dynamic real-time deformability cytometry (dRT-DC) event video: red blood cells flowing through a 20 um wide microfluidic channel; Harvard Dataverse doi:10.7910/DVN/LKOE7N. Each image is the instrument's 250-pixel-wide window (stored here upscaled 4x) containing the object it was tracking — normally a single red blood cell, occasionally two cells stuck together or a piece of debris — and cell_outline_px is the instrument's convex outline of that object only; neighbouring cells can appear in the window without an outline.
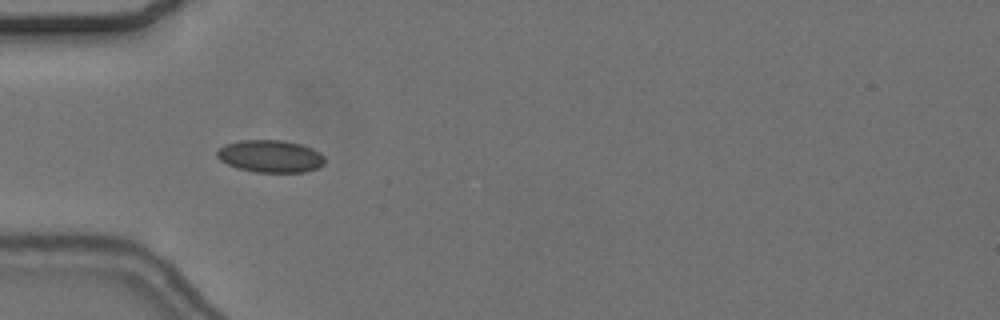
{"species": "common noctule bat (a hibernating species)", "species_latin": "Nyctalus noctula", "temperature_condition": "cold", "stored_images_in_passage": 8, "camera_frame_rate_fps": 3000, "um_per_image_px": 0.085, "animal": {"sex": "female", "body_mass_g": 24.6, "forearm_length_mm": 56.2}, "frame": {"image": 1, "passage_image": 1, "time_ms": 0.0, "image_size_px": [1000, 320], "cell_outline_px": [[324, 164], [316, 168], [304, 172], [256, 172], [236, 168], [220, 160], [216, 156], [216, 152], [224, 144], [240, 140], [280, 140], [300, 144], [312, 148], [320, 152], [324, 156]], "centroid_in_image_um": [22.96, 13.28], "position_along_channel_um": 62.0, "area_um2": 20.35}}
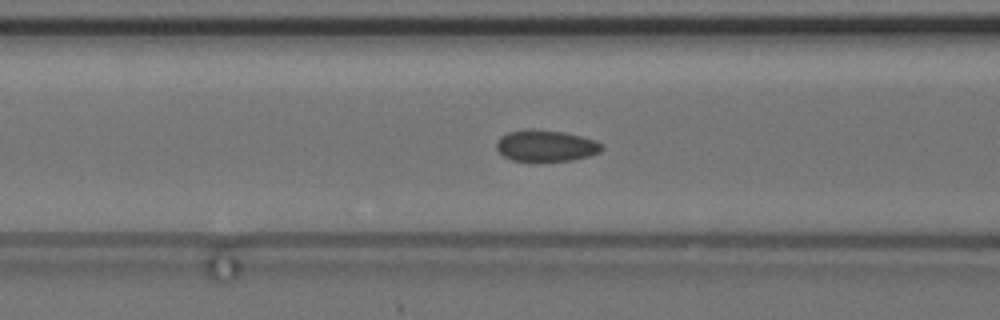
{"frame": {"image": 2, "passage_image": 6, "time_ms": 1.667, "image_size_px": [1000, 320], "cell_outline_px": [[604, 148], [600, 152], [588, 156], [572, 160], [536, 164], [528, 164], [512, 160], [504, 156], [496, 148], [496, 140], [500, 136], [508, 132], [524, 128], [532, 128], [564, 132], [596, 140], [604, 144]], "centroid_in_image_um": [46.37, 12.42], "position_along_channel_um": 120.2, "area_um2": 20.35}}